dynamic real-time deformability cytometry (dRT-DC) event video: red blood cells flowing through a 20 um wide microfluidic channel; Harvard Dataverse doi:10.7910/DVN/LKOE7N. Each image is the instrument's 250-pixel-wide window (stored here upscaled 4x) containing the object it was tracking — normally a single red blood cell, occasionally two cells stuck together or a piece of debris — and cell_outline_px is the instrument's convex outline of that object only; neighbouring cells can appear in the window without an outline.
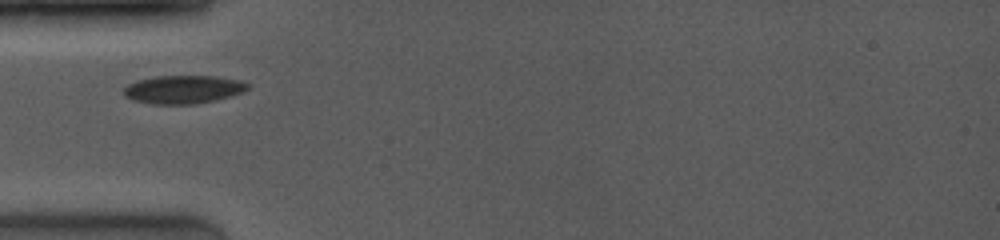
{"species": "common noctule bat (a hibernating species)", "species_latin": "Nyctalus noctula", "temperature_condition": "room temperature", "stored_images_in_passage": 36, "camera_frame_rate_fps": 4000, "um_per_image_px": 0.085, "animal": {"sex": "female", "body_mass_g": 19.0, "forearm_length_mm": 53.3}, "frame": {"image": 1, "passage_image": 1, "time_ms": 0.0, "image_size_px": [1000, 240], "cell_outline_px": [[252, 88], [244, 92], [232, 96], [216, 100], [196, 104], [152, 104], [132, 100], [124, 96], [124, 88], [128, 84], [136, 80], [156, 76], [212, 76], [240, 80], [248, 84]], "centroid_in_image_um": [15.6, 7.61], "position_along_channel_um": 69.4, "area_um2": 20.63}}
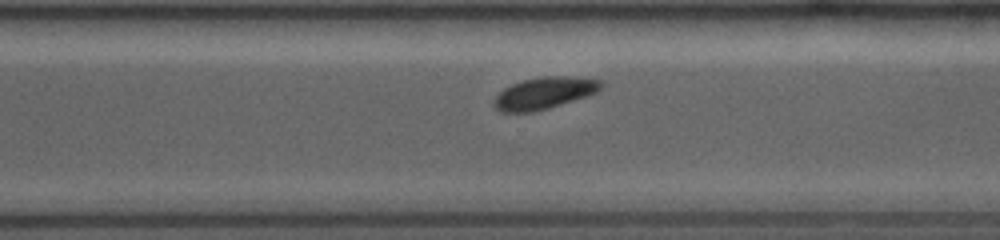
{"frame": {"image": 2, "passage_image": 23, "time_ms": 6.25, "image_size_px": [1000, 240], "cell_outline_px": [[604, 88], [596, 92], [548, 108], [532, 112], [500, 112], [492, 104], [496, 96], [504, 88], [512, 84], [524, 80], [544, 76], [568, 76], [604, 80]], "centroid_in_image_um": [46.27, 7.9], "position_along_channel_um": 324.3, "area_um2": 19.71}}
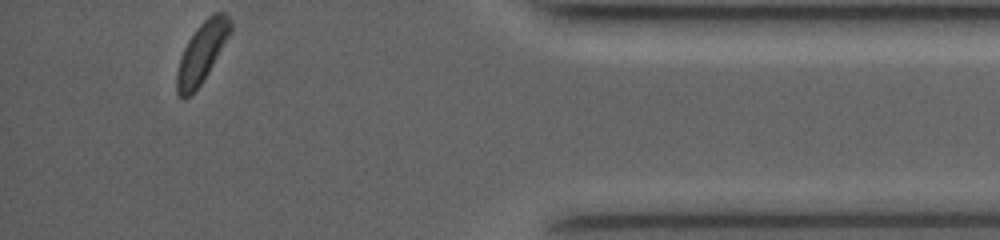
{"frame": {"image": 3, "passage_image": 36, "time_ms": 9.25, "image_size_px": [1000, 240], "cell_outline_px": [[232, 32], [208, 72], [200, 84], [184, 100], [176, 92], [176, 72], [184, 48], [188, 40], [196, 28], [208, 16], [216, 12], [224, 12], [232, 20]], "centroid_in_image_um": [17.17, 4.43], "position_along_channel_um": 418.0, "area_um2": 18.67}}